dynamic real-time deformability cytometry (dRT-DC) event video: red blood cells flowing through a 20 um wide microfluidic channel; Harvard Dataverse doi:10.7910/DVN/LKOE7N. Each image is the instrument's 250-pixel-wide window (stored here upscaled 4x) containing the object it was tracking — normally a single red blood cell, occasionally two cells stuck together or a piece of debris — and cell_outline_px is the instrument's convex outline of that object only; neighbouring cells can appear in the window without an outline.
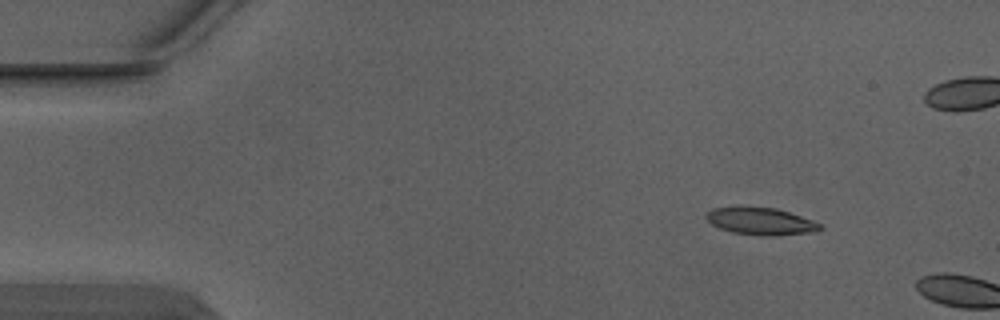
{"species": "Egyptian fruit bat (a non-hibernating species)", "species_latin": "Rousettus aegyptiacus", "temperature_condition": "warm", "stored_images_in_passage": 2, "camera_frame_rate_fps": 3000, "um_per_image_px": 0.085, "animal": {"sex": "male"}, "frame": {"image": 1, "passage_image": 1, "time_ms": 0.0, "image_size_px": [1000, 320], "cell_outline_px": [[824, 228], [816, 232], [776, 236], [768, 236], [732, 232], [720, 228], [712, 224], [704, 216], [712, 208], [736, 204], [740, 204], [776, 208], [824, 224]], "centroid_in_image_um": [64.66, 18.77], "position_along_channel_um": 20.3, "area_um2": 18.79}}